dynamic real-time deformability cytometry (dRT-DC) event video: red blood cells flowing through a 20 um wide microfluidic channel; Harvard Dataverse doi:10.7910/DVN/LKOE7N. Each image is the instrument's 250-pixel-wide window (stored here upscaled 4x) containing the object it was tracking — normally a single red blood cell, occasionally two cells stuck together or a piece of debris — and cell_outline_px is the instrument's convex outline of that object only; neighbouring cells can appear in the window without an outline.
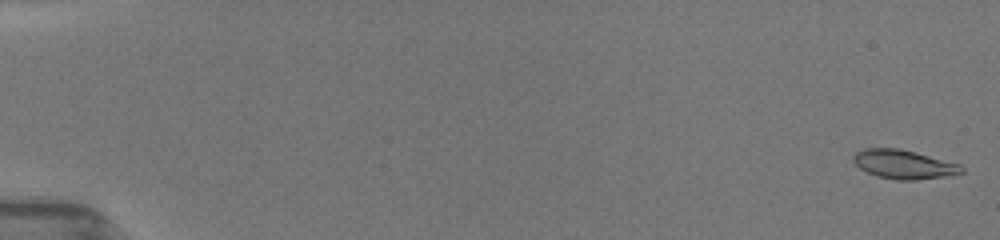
{"species": "common noctule bat (a hibernating species)", "species_latin": "Nyctalus noctula", "temperature_condition": "room temperature", "stored_images_in_passage": 41, "camera_frame_rate_fps": 3000, "um_per_image_px": 0.085, "animal": {"sex": "female", "body_mass_g": 19.5, "forearm_length_mm": 54.1}, "frame": {"image": 1, "passage_image": 1, "time_ms": 0.0, "image_size_px": [1000, 240], "cell_outline_px": [[964, 172], [944, 176], [916, 180], [896, 180], [876, 176], [860, 168], [852, 160], [852, 156], [856, 152], [864, 148], [896, 148], [916, 152], [960, 164], [964, 168]], "centroid_in_image_um": [76.8, 13.97], "position_along_channel_um": 8.2, "area_um2": 18.21}}
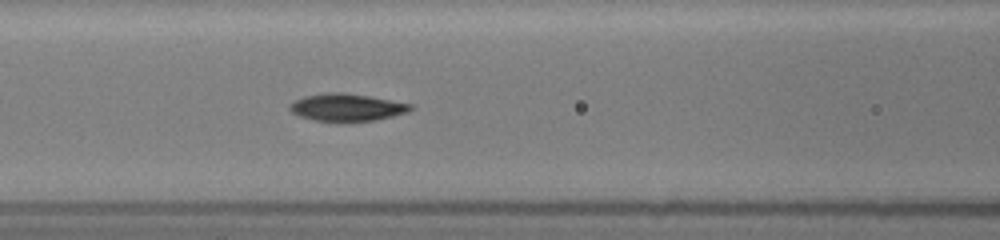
{"frame": {"image": 2, "passage_image": 22, "time_ms": 7.667, "image_size_px": [1000, 240], "cell_outline_px": [[412, 108], [408, 112], [376, 120], [316, 120], [300, 116], [292, 112], [288, 108], [296, 100], [304, 96], [324, 92], [344, 92], [368, 96], [412, 104]], "centroid_in_image_um": [29.48, 9.1], "position_along_channel_um": 137.1, "area_um2": 18.79}}
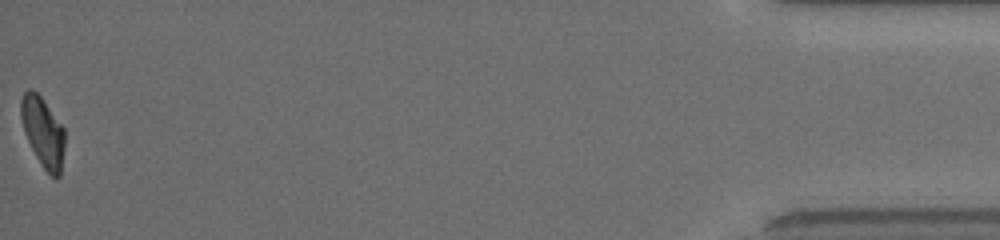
{"frame": {"image": 3, "passage_image": 41, "time_ms": 17.333, "image_size_px": [1000, 240], "cell_outline_px": [[64, 148], [60, 176], [56, 180], [44, 168], [36, 156], [24, 132], [20, 116], [20, 100], [24, 92], [28, 88], [32, 88], [40, 96], [64, 128]], "centroid_in_image_um": [3.64, 11.2], "position_along_channel_um": 431.6, "area_um2": 17.69}, "authors_computed_cell_mechanics": {"area_um2": 18.2648, "velocity_mm_per_s": 3.9541, "shape_relaxation_time_tau1_ms": 4.3551, "shape_relaxation_time_tau2_ms": 2.4733, "deformation_change_tau1": 0.1641, "deformation_change_tau2": 0.0747}}